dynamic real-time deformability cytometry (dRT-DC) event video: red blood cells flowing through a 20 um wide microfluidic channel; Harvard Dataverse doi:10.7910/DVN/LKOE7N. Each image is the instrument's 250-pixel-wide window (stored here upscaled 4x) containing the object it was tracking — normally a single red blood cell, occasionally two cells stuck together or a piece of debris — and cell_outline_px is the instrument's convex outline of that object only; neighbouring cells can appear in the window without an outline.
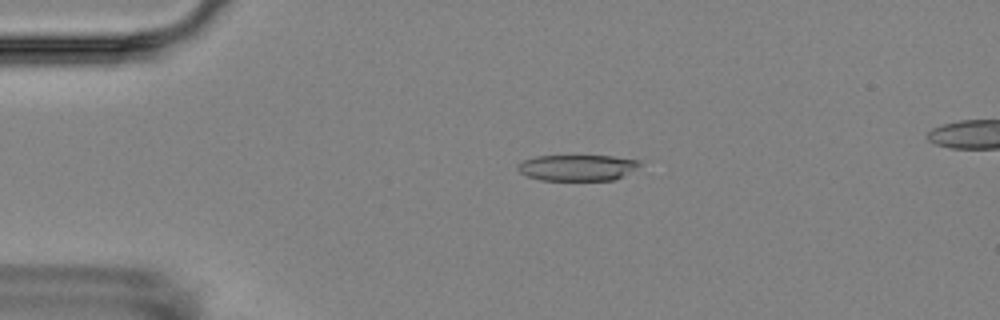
{"species": "Egyptian fruit bat (a non-hibernating species)", "species_latin": "Rousettus aegyptiacus", "temperature_condition": "room temperature", "stored_images_in_passage": 5, "segment_of_instrument_passage": [1, 2], "camera_frame_rate_fps": 3000, "um_per_image_px": 0.085, "animal": {"sex": "female"}, "frame": {"image": 1, "passage_image": 3, "time_ms": 2.333, "image_size_px": [1000, 320], "cell_outline_px": [[640, 164], [620, 176], [612, 180], [540, 180], [528, 176], [520, 172], [516, 168], [516, 164], [524, 160], [536, 156], [612, 156], [640, 160]], "centroid_in_image_um": [48.99, 14.24], "position_along_channel_um": 36.0, "area_um2": 18.21}}